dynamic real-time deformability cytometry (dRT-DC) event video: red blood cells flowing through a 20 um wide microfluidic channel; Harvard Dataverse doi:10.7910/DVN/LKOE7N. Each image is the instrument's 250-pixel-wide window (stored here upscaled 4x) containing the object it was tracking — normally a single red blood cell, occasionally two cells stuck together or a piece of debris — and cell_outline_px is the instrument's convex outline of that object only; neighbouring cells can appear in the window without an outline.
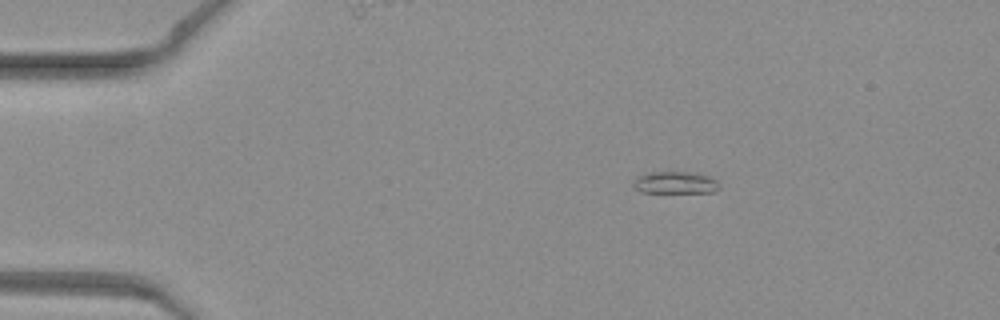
{"species": "common noctule bat (a hibernating species)", "species_latin": "Nyctalus noctula", "temperature_condition": "warm", "stored_images_in_passage": 42, "camera_frame_rate_fps": 3000, "um_per_image_px": 0.085, "animal": {"sex": "female", "body_mass_g": 19.3, "forearm_length_mm": 54.1}, "frame": {"image": 1, "passage_image": 1, "time_ms": 0.0, "image_size_px": [1000, 320], "cell_outline_px": [[720, 188], [712, 192], [640, 192], [632, 184], [640, 176], [648, 172], [696, 172], [708, 176], [716, 180]], "centroid_in_image_um": [57.42, 15.52], "position_along_channel_um": 27.6, "area_um2": 10.92}}
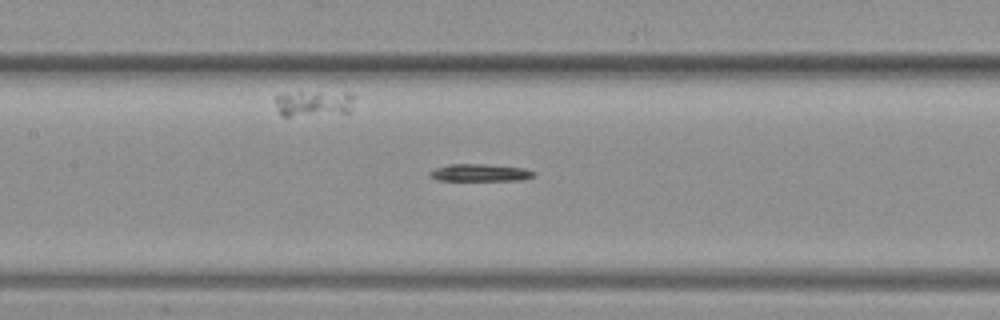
{"frame": {"image": 2, "passage_image": 16, "time_ms": 5.0, "image_size_px": [1000, 320], "cell_outline_px": [[536, 172], [532, 176], [524, 180], [436, 180], [428, 176], [428, 172], [436, 168], [448, 164], [484, 164], [524, 168]], "centroid_in_image_um": [40.76, 14.68], "position_along_channel_um": 166.6, "area_um2": 10.46}}
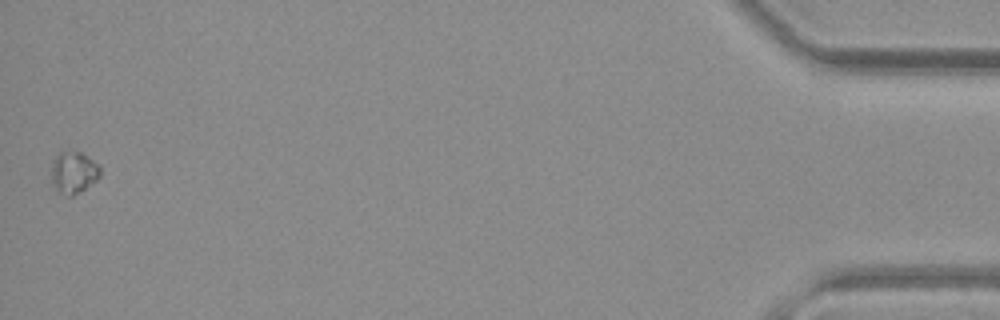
{"frame": {"image": 3, "passage_image": 42, "time_ms": 13.667, "image_size_px": [1000, 320], "cell_outline_px": [[100, 176], [96, 180], [80, 192], [72, 196], [68, 196], [56, 192], [52, 184], [52, 160], [60, 152], [80, 152], [100, 164]], "centroid_in_image_um": [6.25, 14.68], "position_along_channel_um": 428.9, "area_um2": 11.96}}